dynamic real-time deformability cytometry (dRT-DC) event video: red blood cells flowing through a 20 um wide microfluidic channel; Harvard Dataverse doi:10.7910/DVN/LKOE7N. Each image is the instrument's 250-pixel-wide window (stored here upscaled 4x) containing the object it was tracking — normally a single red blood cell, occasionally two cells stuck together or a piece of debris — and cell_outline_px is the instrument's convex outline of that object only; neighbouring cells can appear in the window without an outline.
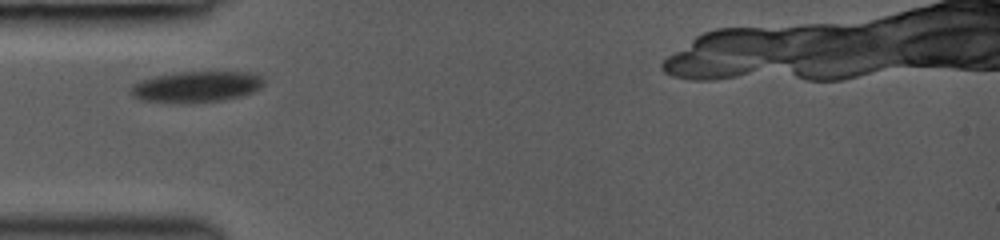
{"species": "common noctule bat (a hibernating species)", "species_latin": "Nyctalus noctula", "temperature_condition": "room temperature", "stored_images_in_passage": 30, "segment_of_instrument_passage": [1, 2], "camera_frame_rate_fps": 3000, "um_per_image_px": 0.085, "animal": {"sex": "female", "body_mass_g": 19.0, "forearm_length_mm": 53.3}, "frame": {"image": 1, "passage_image": 1, "time_ms": 0.0, "image_size_px": [1000, 240], "cell_outline_px": [[264, 84], [260, 88], [252, 92], [240, 96], [220, 100], [184, 104], [144, 100], [132, 96], [132, 84], [140, 80], [156, 76], [176, 72], [252, 72], [260, 76], [264, 80]], "centroid_in_image_um": [16.7, 7.37], "position_along_channel_um": 68.3, "area_um2": 23.99}}
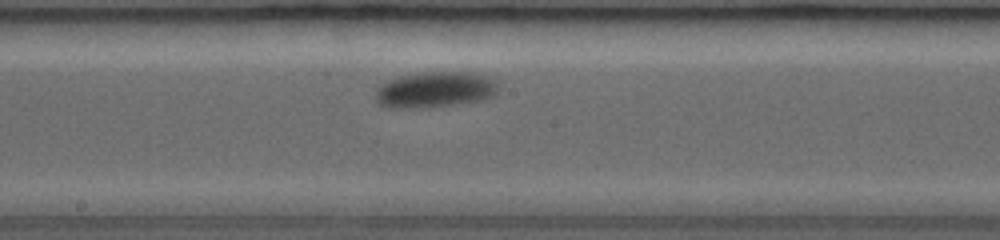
{"frame": {"image": 2, "passage_image": 12, "time_ms": 3.667, "image_size_px": [1000, 240], "cell_outline_px": [[500, 80], [496, 96], [484, 100], [428, 108], [388, 108], [376, 104], [376, 88], [380, 84], [388, 80], [400, 76], [420, 72], [472, 72], [488, 76]], "centroid_in_image_um": [37.02, 7.63], "position_along_channel_um": 211.2, "area_um2": 26.47}}
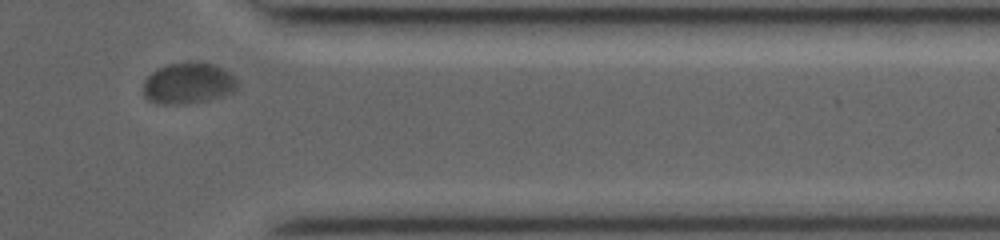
{"frame": {"image": 3, "passage_image": 26, "time_ms": 8.333, "image_size_px": [1000, 240], "cell_outline_px": [[236, 92], [224, 96], [208, 100], [184, 104], [156, 104], [148, 100], [144, 96], [144, 80], [156, 68], [168, 64], [212, 64], [228, 72], [236, 80]], "centroid_in_image_um": [15.96, 7.13], "position_along_channel_um": 395.4, "area_um2": 22.2}}